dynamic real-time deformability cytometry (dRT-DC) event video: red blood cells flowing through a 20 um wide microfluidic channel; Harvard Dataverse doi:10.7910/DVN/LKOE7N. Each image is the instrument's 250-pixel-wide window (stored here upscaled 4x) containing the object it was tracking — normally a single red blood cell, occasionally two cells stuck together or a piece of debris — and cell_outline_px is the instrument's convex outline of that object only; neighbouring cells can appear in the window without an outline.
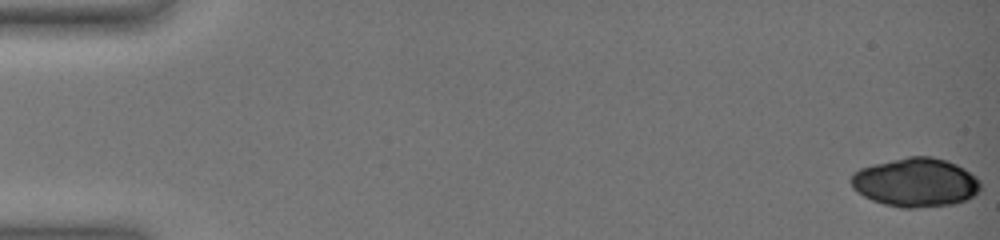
{"species": "common noctule bat (a hibernating species)", "species_latin": "Nyctalus noctula", "temperature_condition": "warm", "stored_images_in_passage": 54, "camera_frame_rate_fps": 3000, "um_per_image_px": 0.085, "animal": {"sex": "female", "body_mass_g": 19.0, "forearm_length_mm": 51.5}, "frame": {"image": 1, "passage_image": 1, "time_ms": 0.0, "image_size_px": [1000, 240], "cell_outline_px": [[980, 192], [968, 200], [956, 204], [916, 208], [900, 208], [884, 204], [872, 200], [856, 192], [852, 188], [852, 172], [860, 168], [872, 164], [908, 156], [932, 156], [948, 160], [964, 168], [976, 176], [980, 180]], "centroid_in_image_um": [77.85, 15.51], "position_along_channel_um": 7.1, "area_um2": 37.4}}